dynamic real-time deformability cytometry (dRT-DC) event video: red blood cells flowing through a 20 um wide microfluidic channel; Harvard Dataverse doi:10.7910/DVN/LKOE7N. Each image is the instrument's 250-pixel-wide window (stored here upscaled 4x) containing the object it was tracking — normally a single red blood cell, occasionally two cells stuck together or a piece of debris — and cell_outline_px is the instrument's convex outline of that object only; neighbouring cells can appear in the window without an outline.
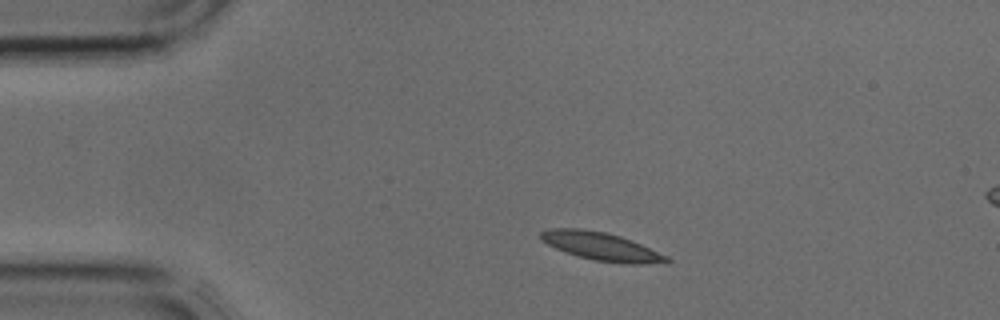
{"species": "common noctule bat (a hibernating species)", "species_latin": "Nyctalus noctula", "temperature_condition": "cold", "stored_images_in_passage": 3, "segment_of_instrument_passage": [1, 2], "camera_frame_rate_fps": 3000, "um_per_image_px": 0.085, "animal": {"sex": "male", "body_mass_g": 17.9, "forearm_length_mm": 54.2}, "frame": {"image": 1, "passage_image": 2, "time_ms": 0.333, "image_size_px": [1000, 320], "cell_outline_px": [[672, 260], [668, 264], [632, 264], [596, 260], [580, 256], [556, 248], [540, 240], [540, 232], [552, 228], [580, 228], [604, 232], [620, 236], [632, 240], [668, 256]], "centroid_in_image_um": [51.18, 20.95], "position_along_channel_um": 33.8, "area_um2": 20.52}}